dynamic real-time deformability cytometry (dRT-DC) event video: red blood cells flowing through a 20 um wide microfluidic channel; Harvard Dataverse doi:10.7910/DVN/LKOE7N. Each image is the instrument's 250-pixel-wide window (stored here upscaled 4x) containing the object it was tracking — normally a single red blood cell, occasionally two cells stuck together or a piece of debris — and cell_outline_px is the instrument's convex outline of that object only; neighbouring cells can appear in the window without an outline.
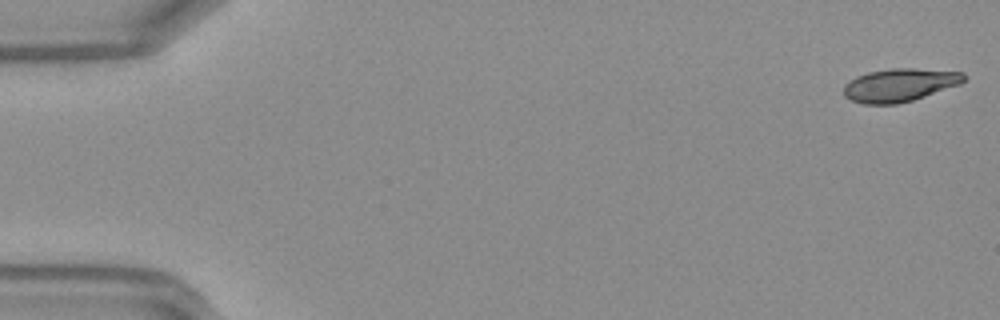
{"species": "Egyptian fruit bat (a non-hibernating species)", "species_latin": "Rousettus aegyptiacus", "temperature_condition": "warm", "stored_images_in_passage": 47, "camera_frame_rate_fps": 3000, "um_per_image_px": 0.085, "frame": {"image": 1, "passage_image": 1, "time_ms": 0.0, "image_size_px": [1000, 320], "cell_outline_px": [[968, 76], [960, 84], [912, 100], [896, 104], [864, 104], [852, 100], [844, 96], [844, 84], [856, 76], [868, 72], [892, 68], [916, 68], [964, 72]], "centroid_in_image_um": [76.47, 7.21], "position_along_channel_um": 8.5, "area_um2": 23.18}}
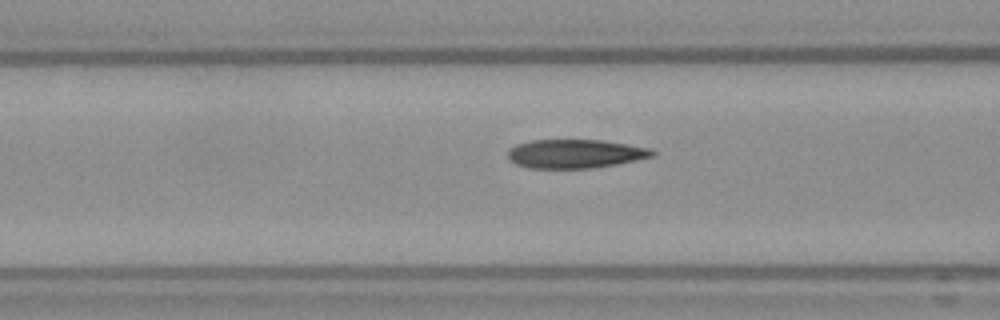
{"frame": {"image": 2, "passage_image": 19, "time_ms": 6.0, "image_size_px": [1000, 320], "cell_outline_px": [[656, 156], [616, 164], [592, 168], [528, 168], [516, 164], [508, 160], [508, 148], [516, 144], [532, 140], [604, 140], [652, 148], [656, 152]], "centroid_in_image_um": [48.9, 13.06], "position_along_channel_um": 117.7, "area_um2": 24.51}}
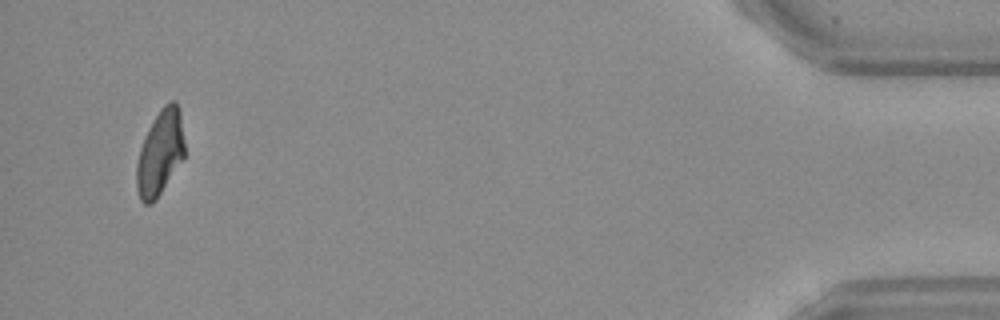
{"frame": {"image": 3, "passage_image": 46, "time_ms": 15.0, "image_size_px": [1000, 320], "cell_outline_px": [[184, 156], [156, 200], [152, 204], [144, 204], [140, 200], [136, 188], [136, 164], [140, 148], [144, 136], [148, 128], [160, 108], [164, 104], [172, 100], [176, 100], [180, 108], [184, 140]], "centroid_in_image_um": [13.59, 12.97], "position_along_channel_um": 421.6, "area_um2": 23.99}}